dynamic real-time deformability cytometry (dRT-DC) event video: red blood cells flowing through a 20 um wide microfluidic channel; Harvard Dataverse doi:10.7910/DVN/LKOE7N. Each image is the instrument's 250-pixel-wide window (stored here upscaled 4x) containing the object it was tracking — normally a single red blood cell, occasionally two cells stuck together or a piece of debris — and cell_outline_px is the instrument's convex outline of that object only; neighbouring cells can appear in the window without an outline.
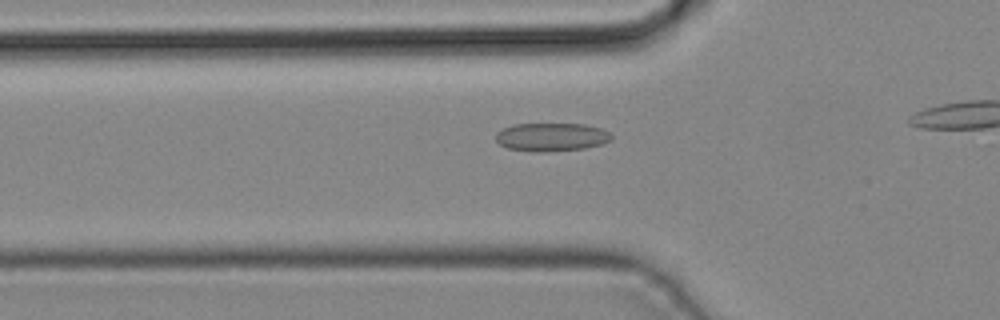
{"species": "common noctule bat (a hibernating species)", "species_latin": "Nyctalus noctula", "temperature_condition": "cold", "stored_images_in_passage": 19, "camera_frame_rate_fps": 3000, "um_per_image_px": 0.085, "animal": {"sex": "male", "body_mass_g": 19.2, "forearm_length_mm": 51.8}, "frame": {"image": 1, "passage_image": 9, "time_ms": 2.667, "image_size_px": [1000, 320], "cell_outline_px": [[612, 140], [600, 144], [584, 148], [540, 152], [536, 152], [508, 148], [500, 144], [496, 140], [496, 132], [500, 128], [512, 124], [584, 124], [600, 128], [608, 132], [612, 136]], "centroid_in_image_um": [46.83, 11.63], "position_along_channel_um": 79.0, "area_um2": 19.02}}
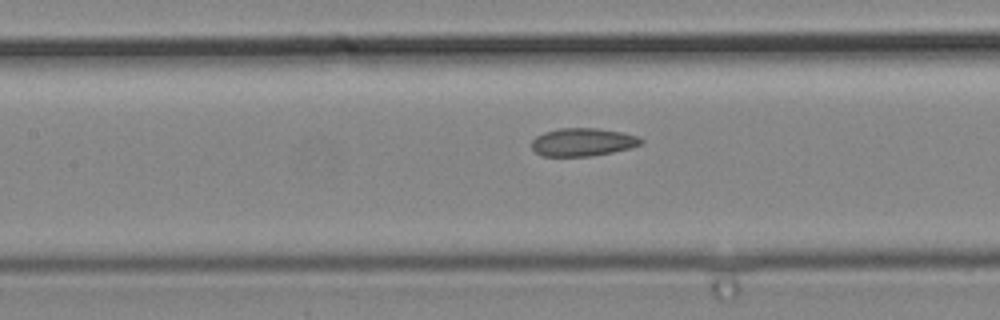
{"frame": {"image": 2, "passage_image": 14, "time_ms": 4.333, "image_size_px": [1000, 320], "cell_outline_px": [[644, 140], [640, 144], [632, 148], [592, 156], [544, 156], [536, 152], [532, 148], [532, 140], [536, 136], [544, 132], [560, 128], [596, 128], [620, 132], [640, 136]], "centroid_in_image_um": [49.55, 12.08], "position_along_channel_um": 157.8, "area_um2": 17.86}}